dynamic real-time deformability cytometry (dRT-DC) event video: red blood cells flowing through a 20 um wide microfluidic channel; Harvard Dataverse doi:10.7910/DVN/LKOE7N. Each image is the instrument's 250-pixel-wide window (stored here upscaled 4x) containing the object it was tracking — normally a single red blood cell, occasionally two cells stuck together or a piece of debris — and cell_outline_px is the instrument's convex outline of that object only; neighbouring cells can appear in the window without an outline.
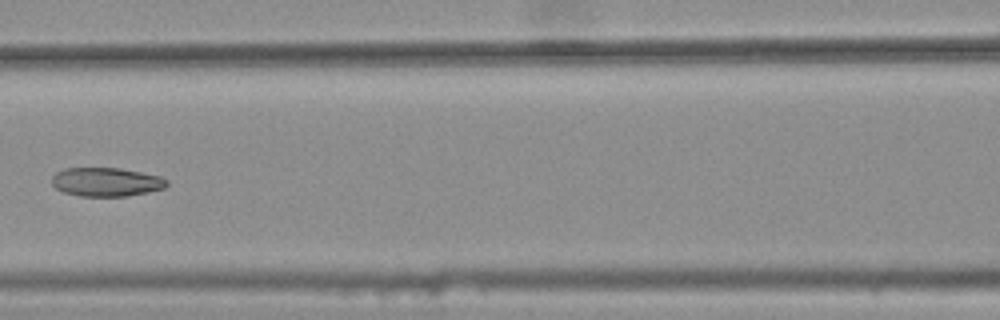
{"species": "common noctule bat (a hibernating species)", "species_latin": "Nyctalus noctula", "temperature_condition": "warm", "stored_images_in_passage": 8, "camera_frame_rate_fps": 3000, "um_per_image_px": 0.085, "animal": {"sex": "female", "body_mass_g": 25.1}, "frame": {"image": 1, "passage_image": 7, "time_ms": 2.0, "image_size_px": [1000, 320], "cell_outline_px": [[168, 184], [164, 188], [148, 192], [128, 196], [80, 196], [64, 192], [56, 188], [52, 184], [52, 176], [56, 172], [64, 168], [120, 168], [160, 176], [168, 180]], "centroid_in_image_um": [9.03, 15.46], "position_along_channel_um": 157.6, "area_um2": 19.31}}
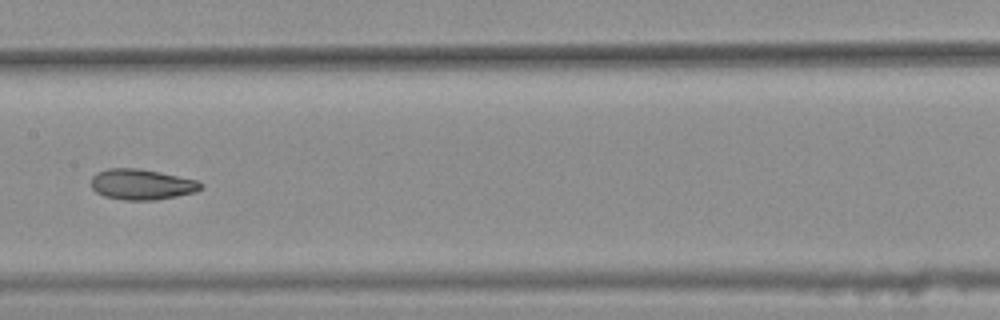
{"frame": {"image": 2, "passage_image": 8, "time_ms": 2.333, "image_size_px": [1000, 320], "cell_outline_px": [[204, 184], [196, 192], [156, 200], [124, 200], [104, 196], [96, 192], [92, 188], [92, 176], [96, 172], [108, 168], [136, 168], [160, 172], [200, 180]], "centroid_in_image_um": [12.06, 15.67], "position_along_channel_um": 195.3, "area_um2": 19.71}}